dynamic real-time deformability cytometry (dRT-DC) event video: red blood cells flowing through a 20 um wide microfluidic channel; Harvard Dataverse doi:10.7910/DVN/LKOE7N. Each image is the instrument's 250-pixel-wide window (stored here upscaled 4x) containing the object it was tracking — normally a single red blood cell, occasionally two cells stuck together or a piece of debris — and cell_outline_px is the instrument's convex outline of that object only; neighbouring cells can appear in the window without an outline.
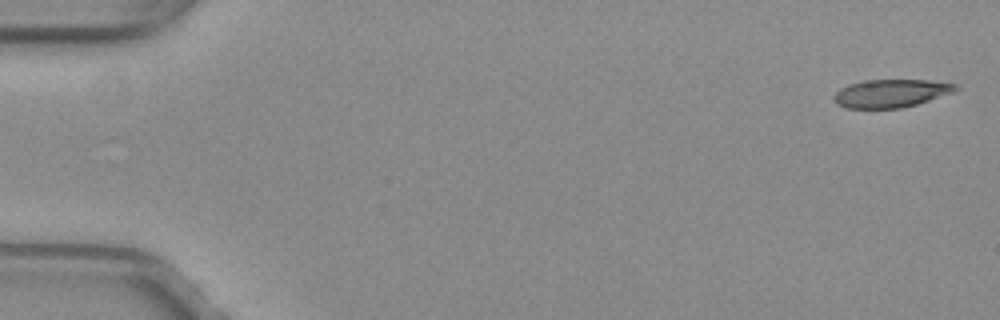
{"species": "common noctule bat (a hibernating species)", "species_latin": "Nyctalus noctula", "temperature_condition": "warm", "stored_images_in_passage": 52, "camera_frame_rate_fps": 3000, "um_per_image_px": 0.085, "animal": {"sex": "female", "body_mass_g": 29.2, "forearm_length_mm": 56.3}, "frame": {"image": 1, "passage_image": 1, "time_ms": 0.0, "image_size_px": [1000, 320], "cell_outline_px": [[960, 88], [952, 92], [916, 104], [900, 108], [848, 108], [836, 104], [832, 96], [840, 88], [848, 84], [864, 80], [928, 80], [956, 84]], "centroid_in_image_um": [75.68, 7.92], "position_along_channel_um": 9.3, "area_um2": 19.77}}
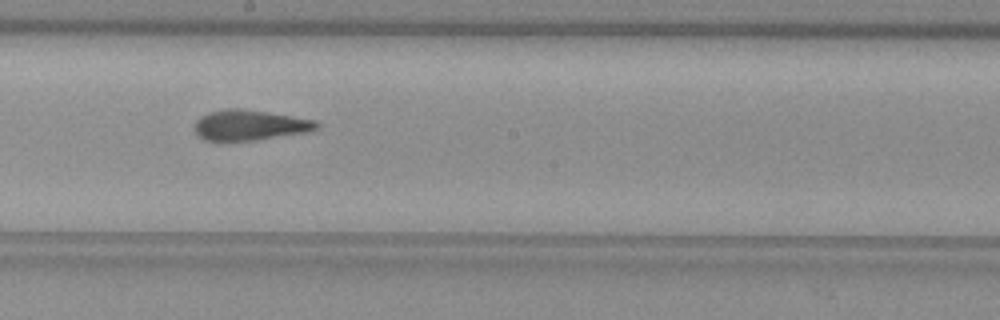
{"frame": {"image": 2, "passage_image": 29, "time_ms": 9.333, "image_size_px": [1000, 320], "cell_outline_px": [[320, 128], [308, 132], [252, 140], [204, 140], [196, 132], [196, 120], [200, 116], [208, 112], [228, 108], [236, 108], [268, 112], [316, 120], [320, 124]], "centroid_in_image_um": [21.27, 10.62], "position_along_channel_um": 226.9, "area_um2": 21.39}}
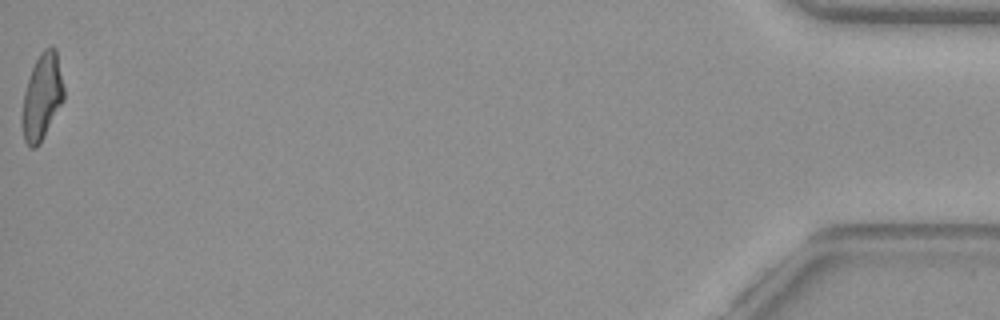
{"frame": {"image": 3, "passage_image": 52, "time_ms": 17.0, "image_size_px": [1000, 320], "cell_outline_px": [[64, 100], [40, 144], [36, 148], [32, 148], [24, 140], [20, 120], [24, 96], [28, 80], [32, 68], [40, 52], [44, 48], [52, 44], [56, 48], [64, 88]], "centroid_in_image_um": [3.57, 8.23], "position_along_channel_um": 431.6, "area_um2": 21.1}, "authors_computed_cell_mechanics": {"area_um2": 21.6172, "velocity_mm_per_s": 4.0011, "shape_relaxation_time_tau1_ms": null, "shape_relaxation_time_tau2_ms": 2.0743, "deformation_change_tau1": null, "deformation_change_tau2": 0.1071}}